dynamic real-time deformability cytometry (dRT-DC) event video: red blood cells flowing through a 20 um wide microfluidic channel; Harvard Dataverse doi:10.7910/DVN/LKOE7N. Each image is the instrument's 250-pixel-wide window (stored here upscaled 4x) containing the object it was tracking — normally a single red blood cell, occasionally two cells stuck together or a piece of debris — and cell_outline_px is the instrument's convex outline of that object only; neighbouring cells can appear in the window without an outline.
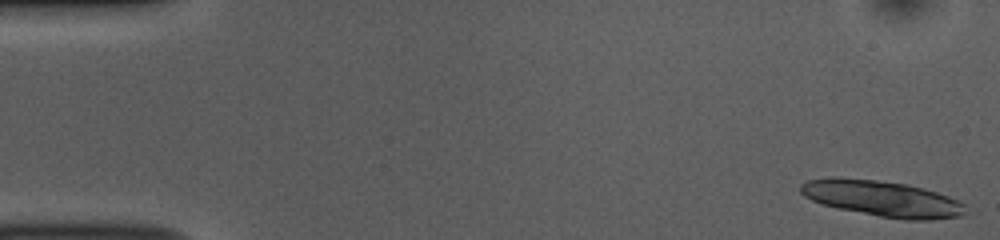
{"species": "common noctule bat (a hibernating species)", "species_latin": "Nyctalus noctula", "temperature_condition": "room temperature", "stored_images_in_passage": 39, "segment_of_instrument_passage": [1, 2], "camera_frame_rate_fps": 3000, "um_per_image_px": 0.085, "animal": {"sex": "female", "body_mass_g": 10.0, "forearm_length_mm": 53.1}, "frame": {"image": 1, "passage_image": 1, "time_ms": 0.0, "image_size_px": [1000, 240], "cell_outline_px": [[964, 212], [960, 216], [932, 220], [904, 220], [880, 216], [840, 208], [824, 204], [812, 200], [804, 196], [800, 192], [800, 184], [808, 180], [832, 176], [876, 180], [908, 184], [924, 188], [948, 196], [964, 204]], "centroid_in_image_um": [74.97, 16.86], "position_along_channel_um": 10.0, "area_um2": 34.28}}